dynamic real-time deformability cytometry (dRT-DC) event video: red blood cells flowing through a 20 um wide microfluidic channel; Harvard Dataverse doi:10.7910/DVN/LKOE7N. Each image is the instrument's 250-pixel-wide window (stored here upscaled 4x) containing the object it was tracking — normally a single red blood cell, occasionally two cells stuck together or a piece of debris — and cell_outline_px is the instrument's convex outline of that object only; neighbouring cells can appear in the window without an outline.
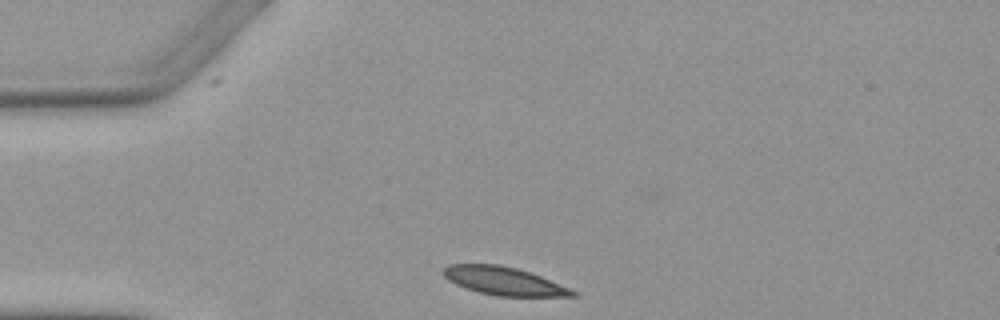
{"species": "Egyptian fruit bat (a non-hibernating species)", "species_latin": "Rousettus aegyptiacus", "temperature_condition": "warm", "stored_images_in_passage": 2, "camera_frame_rate_fps": 3000, "um_per_image_px": 0.085, "animal": {"sex": "female"}, "frame": {"image": 1, "passage_image": 1, "time_ms": 0.0, "image_size_px": [1000, 320], "cell_outline_px": [[580, 296], [496, 296], [480, 292], [456, 284], [448, 280], [444, 276], [444, 268], [448, 264], [500, 264], [516, 268], [540, 276], [572, 288], [580, 292]], "centroid_in_image_um": [42.9, 23.89], "position_along_channel_um": 42.1, "area_um2": 21.15}}